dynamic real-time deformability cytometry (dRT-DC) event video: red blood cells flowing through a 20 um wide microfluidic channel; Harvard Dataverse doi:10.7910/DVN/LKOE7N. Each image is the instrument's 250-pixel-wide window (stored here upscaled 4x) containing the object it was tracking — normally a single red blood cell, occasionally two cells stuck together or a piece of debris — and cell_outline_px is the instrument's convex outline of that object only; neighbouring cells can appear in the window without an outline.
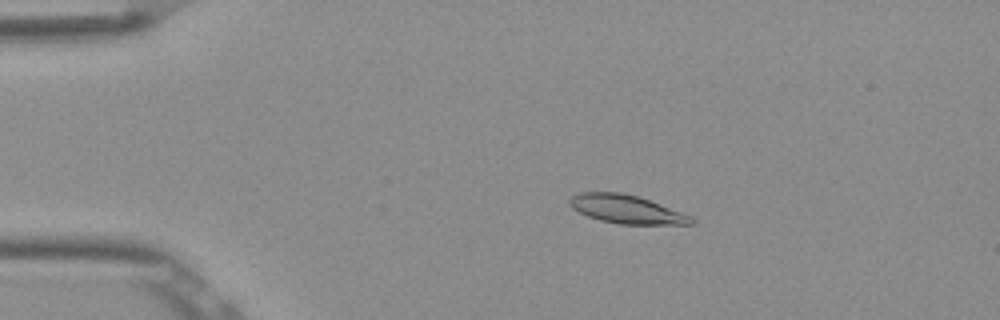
{"species": "Egyptian fruit bat (a non-hibernating species)", "species_latin": "Rousettus aegyptiacus", "temperature_condition": "room temperature", "stored_images_in_passage": 7, "camera_frame_rate_fps": 3000, "um_per_image_px": 0.085, "frame": {"image": 1, "passage_image": 3, "time_ms": 0.667, "image_size_px": [1000, 320], "cell_outline_px": [[696, 220], [692, 224], [620, 224], [600, 220], [588, 216], [572, 208], [568, 204], [568, 200], [572, 196], [580, 192], [620, 192], [636, 196], [648, 200], [692, 216]], "centroid_in_image_um": [53.22, 17.78], "position_along_channel_um": 31.8, "area_um2": 19.94}}
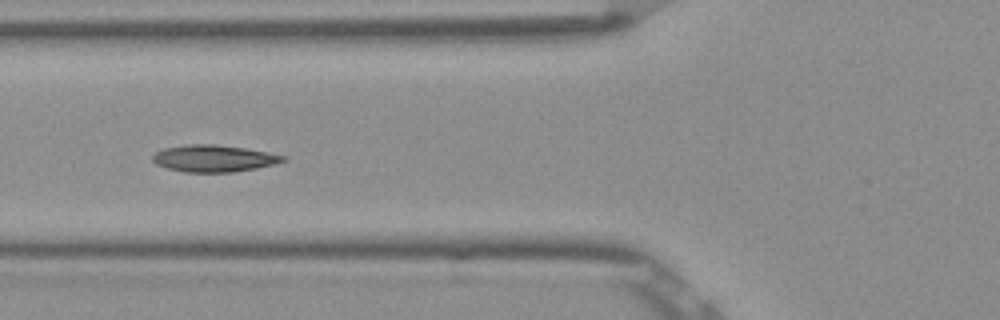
{"frame": {"image": 2, "passage_image": 6, "time_ms": 1.667, "image_size_px": [1000, 320], "cell_outline_px": [[288, 160], [276, 164], [256, 168], [232, 172], [184, 172], [168, 168], [156, 164], [152, 160], [152, 156], [156, 152], [164, 148], [188, 144], [216, 144], [244, 148], [268, 152], [288, 156]], "centroid_in_image_um": [18.22, 13.46], "position_along_channel_um": 107.6, "area_um2": 20.52}}
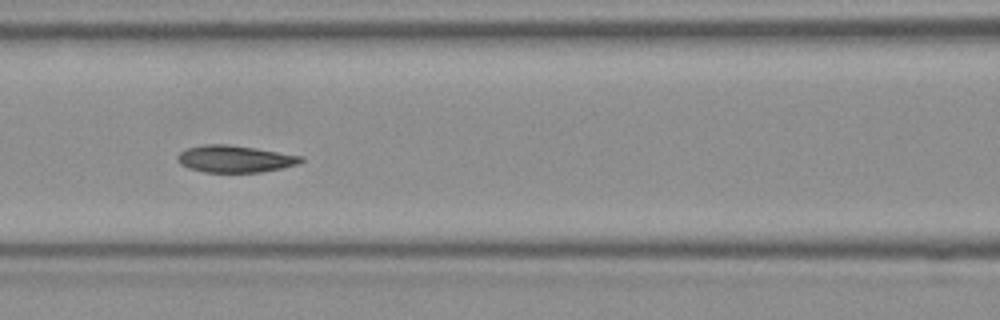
{"frame": {"image": 3, "passage_image": 7, "time_ms": 2.0, "image_size_px": [1000, 320], "cell_outline_px": [[304, 160], [300, 164], [260, 172], [204, 172], [188, 168], [180, 164], [176, 160], [176, 156], [184, 148], [204, 144], [228, 144], [256, 148], [304, 156]], "centroid_in_image_um": [19.94, 13.5], "position_along_channel_um": 146.7, "area_um2": 19.65}}